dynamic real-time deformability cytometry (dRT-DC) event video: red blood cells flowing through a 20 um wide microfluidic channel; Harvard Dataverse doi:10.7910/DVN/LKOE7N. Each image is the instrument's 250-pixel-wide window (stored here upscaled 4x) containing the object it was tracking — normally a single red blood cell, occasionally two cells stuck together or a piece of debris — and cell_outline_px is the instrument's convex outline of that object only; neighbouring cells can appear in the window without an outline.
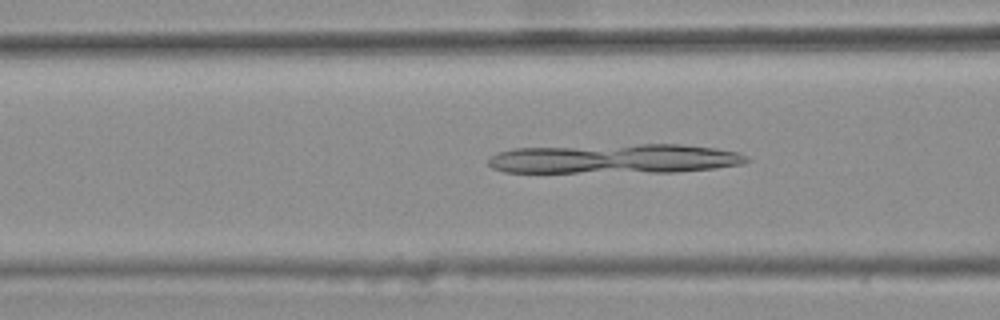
{"species": "common noctule bat (a hibernating species)", "species_latin": "Nyctalus noctula", "temperature_condition": "warm", "stored_images_in_passage": 46, "camera_frame_rate_fps": 3000, "um_per_image_px": 0.085, "animal": {"sex": "female", "body_mass_g": 25.1}, "frame": {"image": 1, "passage_image": 20, "time_ms": 6.333, "image_size_px": [1000, 320], "cell_outline_px": [[752, 160], [744, 164], [716, 168], [676, 172], [504, 172], [492, 168], [488, 164], [488, 160], [496, 152], [512, 148], [640, 144], [680, 144], [716, 148], [740, 152], [748, 156]], "centroid_in_image_um": [52.31, 13.49], "position_along_channel_um": 114.3, "area_um2": 44.91}}
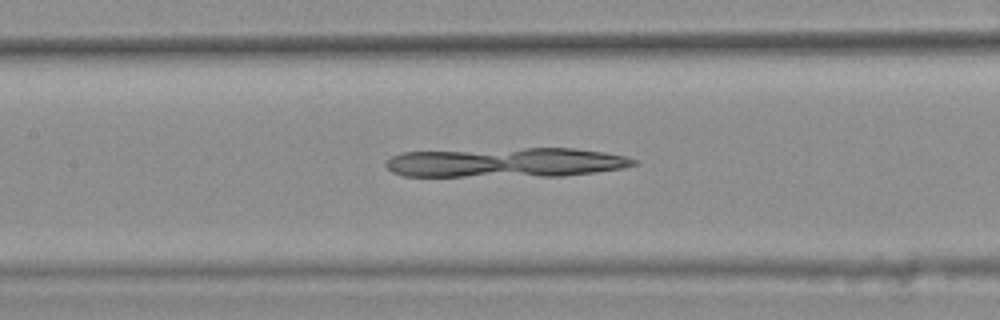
{"frame": {"image": 2, "passage_image": 24, "time_ms": 7.667, "image_size_px": [1000, 320], "cell_outline_px": [[636, 164], [624, 168], [564, 176], [400, 176], [392, 172], [384, 164], [392, 156], [400, 152], [524, 148], [576, 148], [604, 152], [624, 156], [636, 160]], "centroid_in_image_um": [42.99, 13.81], "position_along_channel_um": 164.4, "area_um2": 42.83}}
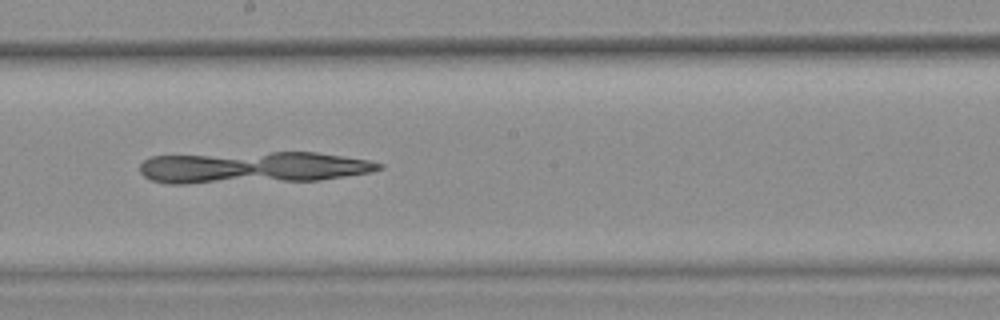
{"frame": {"image": 3, "passage_image": 29, "time_ms": 9.333, "image_size_px": [1000, 320], "cell_outline_px": [[384, 168], [372, 172], [320, 180], [184, 184], [168, 184], [152, 180], [144, 176], [140, 172], [140, 164], [144, 160], [152, 156], [272, 152], [316, 152], [368, 160], [384, 164]], "centroid_in_image_um": [21.5, 14.24], "position_along_channel_um": 226.7, "area_um2": 44.33}}